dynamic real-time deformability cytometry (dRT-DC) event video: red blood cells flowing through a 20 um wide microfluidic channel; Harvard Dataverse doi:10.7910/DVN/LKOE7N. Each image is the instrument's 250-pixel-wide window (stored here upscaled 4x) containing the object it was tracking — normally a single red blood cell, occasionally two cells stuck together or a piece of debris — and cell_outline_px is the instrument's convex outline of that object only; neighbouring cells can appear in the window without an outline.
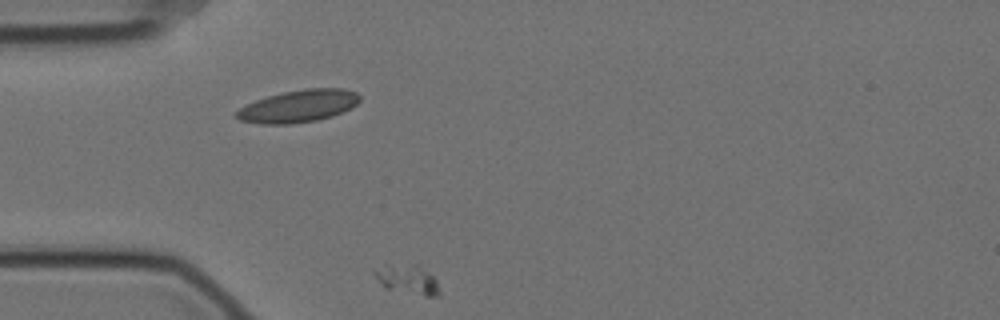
{"species": "Egyptian fruit bat (a non-hibernating species)", "species_latin": "Rousettus aegyptiacus", "temperature_condition": "cold", "stored_images_in_passage": 10, "segment_of_instrument_passage": [2, 2], "camera_frame_rate_fps": 3000, "um_per_image_px": 0.085, "animal": {"sex": "female"}, "frame": {"image": 1, "passage_image": 10, "time_ms": 3.0, "image_size_px": [1000, 320], "cell_outline_px": [[440, 296], [424, 296], [384, 288], [372, 272], [372, 268], [384, 264], [420, 264], [436, 280], [440, 292]], "centroid_in_image_um": [34.6, 23.72], "position_along_channel_um": 50.4, "area_um2": 11.44}}